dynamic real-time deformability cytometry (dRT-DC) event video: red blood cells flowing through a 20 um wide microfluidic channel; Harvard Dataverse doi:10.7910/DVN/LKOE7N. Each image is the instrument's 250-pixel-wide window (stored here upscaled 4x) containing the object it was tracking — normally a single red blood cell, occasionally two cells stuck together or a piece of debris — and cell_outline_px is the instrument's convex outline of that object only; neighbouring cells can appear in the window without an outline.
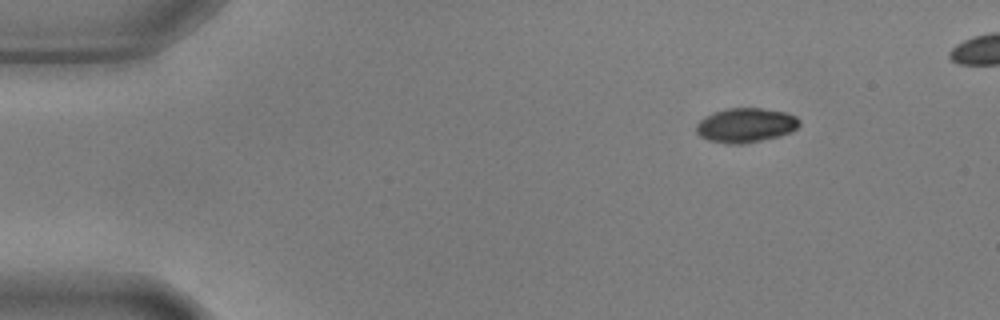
{"species": "common noctule bat (a hibernating species)", "species_latin": "Nyctalus noctula", "temperature_condition": "warm", "stored_images_in_passage": 46, "camera_frame_rate_fps": 3000, "um_per_image_px": 0.085, "animal": {"sex": "male", "body_mass_g": 17.9, "forearm_length_mm": 54.2}, "frame": {"image": 1, "passage_image": 1, "time_ms": 0.0, "image_size_px": [1000, 320], "cell_outline_px": [[800, 124], [792, 132], [780, 136], [744, 144], [728, 144], [708, 140], [700, 136], [696, 132], [696, 124], [700, 120], [716, 112], [728, 108], [760, 108], [788, 112], [796, 116], [800, 120]], "centroid_in_image_um": [63.42, 10.65], "position_along_channel_um": 21.6, "area_um2": 20.75}}
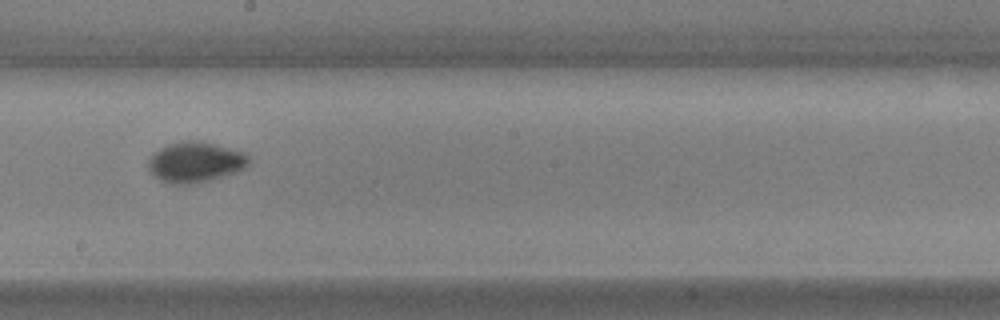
{"frame": {"image": 2, "passage_image": 25, "time_ms": 8.0, "image_size_px": [1000, 320], "cell_outline_px": [[248, 164], [244, 168], [208, 180], [188, 184], [172, 184], [160, 180], [148, 168], [148, 160], [152, 152], [168, 144], [184, 140], [200, 140], [244, 152], [248, 156]], "centroid_in_image_um": [16.55, 13.75], "position_along_channel_um": 231.7, "area_um2": 23.41}}
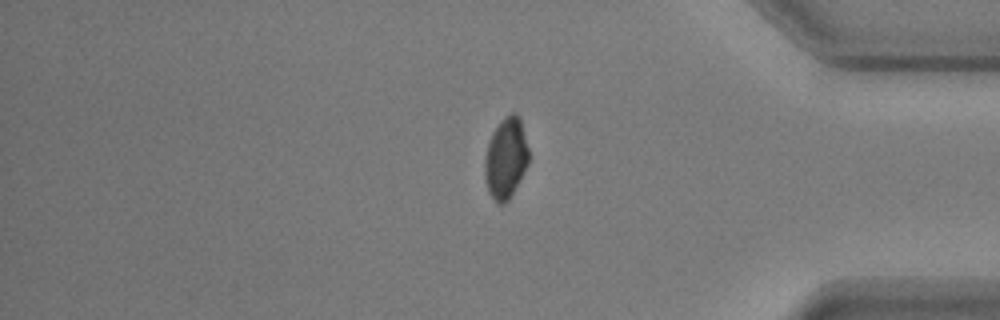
{"frame": {"image": 3, "passage_image": 40, "time_ms": 13.0, "image_size_px": [1000, 320], "cell_outline_px": [[528, 164], [520, 180], [508, 200], [504, 204], [500, 204], [488, 192], [484, 176], [484, 160], [488, 144], [500, 120], [504, 116], [512, 112], [516, 112], [520, 116], [528, 148]], "centroid_in_image_um": [43.0, 13.42], "position_along_channel_um": 392.2, "area_um2": 20.63}}